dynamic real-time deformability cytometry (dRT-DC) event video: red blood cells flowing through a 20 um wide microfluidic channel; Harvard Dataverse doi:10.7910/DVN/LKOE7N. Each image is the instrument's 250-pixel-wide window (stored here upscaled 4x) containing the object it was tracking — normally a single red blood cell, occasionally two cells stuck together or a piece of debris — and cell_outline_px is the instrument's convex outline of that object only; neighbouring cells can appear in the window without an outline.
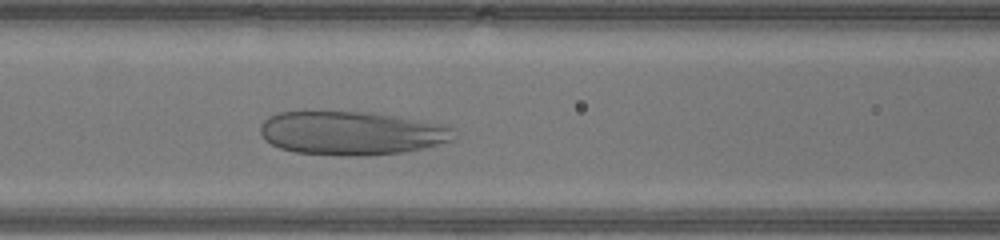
{"species": "human", "species_latin": "Homo sapiens", "temperature_condition": "warm", "stored_images_in_passage": 33, "camera_frame_rate_fps": 3000, "um_per_image_px": 0.085, "donor": {"sex": "male"}, "frame": {"image": 1, "passage_image": 14, "time_ms": 4.333, "image_size_px": [1000, 240], "cell_outline_px": [[456, 136], [452, 140], [424, 148], [404, 152], [368, 156], [348, 156], [296, 152], [280, 148], [264, 140], [260, 132], [260, 124], [268, 116], [276, 112], [372, 112], [444, 124], [452, 128]], "centroid_in_image_um": [29.87, 11.31], "position_along_channel_um": 136.7, "area_um2": 49.48}}
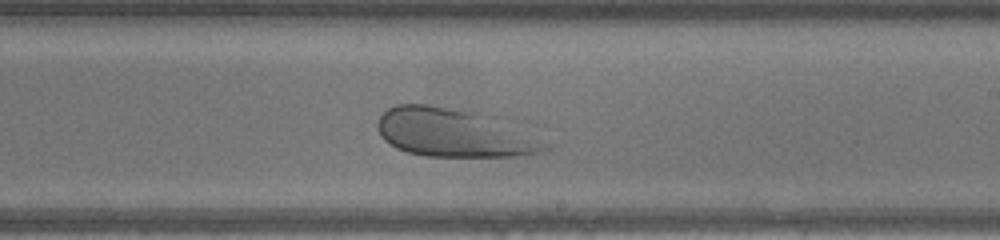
{"frame": {"image": 2, "passage_image": 22, "time_ms": 7.0, "image_size_px": [1000, 240], "cell_outline_px": [[552, 148], [544, 152], [516, 156], [424, 156], [408, 152], [396, 148], [384, 140], [380, 136], [376, 124], [380, 116], [388, 108], [396, 104], [428, 104], [476, 112], [496, 116], [552, 144]], "centroid_in_image_um": [38.63, 11.29], "position_along_channel_um": 250.4, "area_um2": 47.92}}
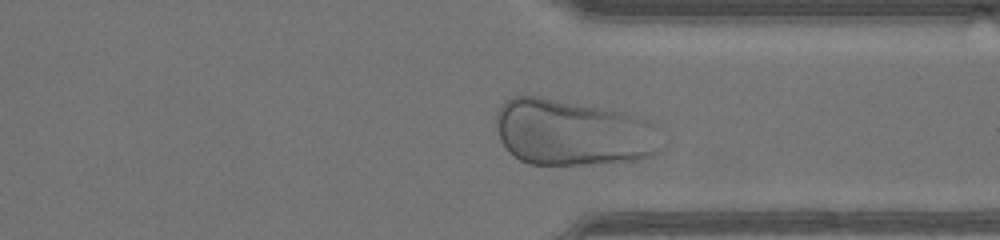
{"frame": {"image": 3, "passage_image": 30, "time_ms": 9.667, "image_size_px": [1000, 240], "cell_outline_px": [[664, 148], [660, 152], [652, 156], [640, 160], [588, 164], [528, 164], [512, 156], [508, 152], [500, 140], [496, 124], [496, 112], [504, 100], [512, 96], [540, 96], [624, 112], [644, 120], [652, 124]], "centroid_in_image_um": [48.64, 11.28], "position_along_channel_um": 362.8, "area_um2": 64.16}}